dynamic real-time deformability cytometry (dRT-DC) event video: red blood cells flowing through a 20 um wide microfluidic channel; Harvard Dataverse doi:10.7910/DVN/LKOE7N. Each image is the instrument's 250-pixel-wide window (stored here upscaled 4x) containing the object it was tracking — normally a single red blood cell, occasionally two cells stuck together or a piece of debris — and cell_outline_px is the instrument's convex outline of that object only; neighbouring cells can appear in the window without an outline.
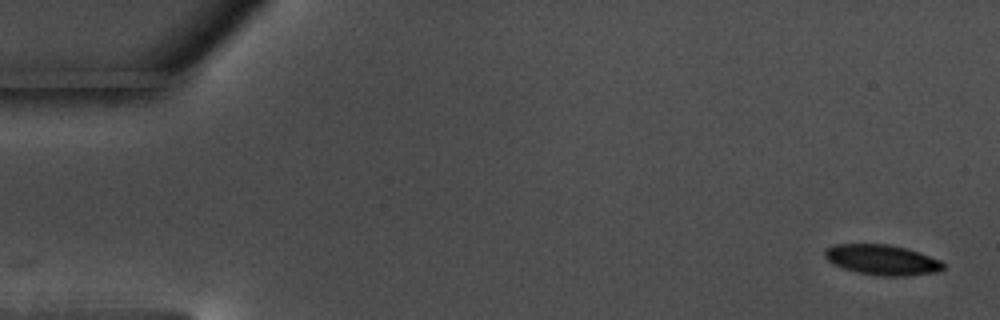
{"species": "common noctule bat (a hibernating species)", "species_latin": "Nyctalus noctula", "temperature_condition": "warm", "stored_images_in_passage": 17, "camera_frame_rate_fps": 3000, "um_per_image_px": 0.085, "animal": {"sex": "male", "body_mass_g": 17.5, "forearm_length_mm": 52.3}, "frame": {"image": 1, "passage_image": 1, "time_ms": 0.0, "image_size_px": [1000, 320], "cell_outline_px": [[944, 268], [936, 272], [904, 276], [884, 276], [860, 272], [844, 268], [832, 264], [824, 256], [824, 248], [836, 244], [888, 244], [920, 252], [940, 260], [944, 264]], "centroid_in_image_um": [74.96, 22.07], "position_along_channel_um": 10.0, "area_um2": 20.75}}